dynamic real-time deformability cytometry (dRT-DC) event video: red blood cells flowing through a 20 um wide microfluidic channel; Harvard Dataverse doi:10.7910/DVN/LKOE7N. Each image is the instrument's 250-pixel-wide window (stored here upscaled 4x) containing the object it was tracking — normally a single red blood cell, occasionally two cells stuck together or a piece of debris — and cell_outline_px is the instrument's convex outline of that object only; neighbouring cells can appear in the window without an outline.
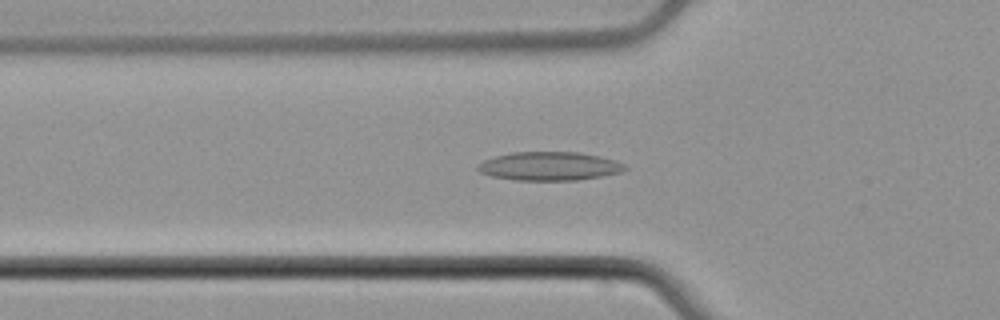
{"species": "common noctule bat (a hibernating species)", "species_latin": "Nyctalus noctula", "temperature_condition": "cold", "stored_images_in_passage": 38, "camera_frame_rate_fps": 3000, "um_per_image_px": 0.085, "animal": {"sex": "male", "body_mass_g": 21.5, "forearm_length_mm": 52.0}, "frame": {"image": 1, "passage_image": 2, "time_ms": 0.333, "image_size_px": [1000, 320], "cell_outline_px": [[628, 168], [620, 172], [600, 176], [576, 180], [516, 180], [492, 176], [480, 172], [476, 168], [484, 160], [496, 156], [512, 152], [580, 152], [600, 156], [616, 160], [624, 164]], "centroid_in_image_um": [46.71, 14.12], "position_along_channel_um": 79.1, "area_um2": 24.39}}
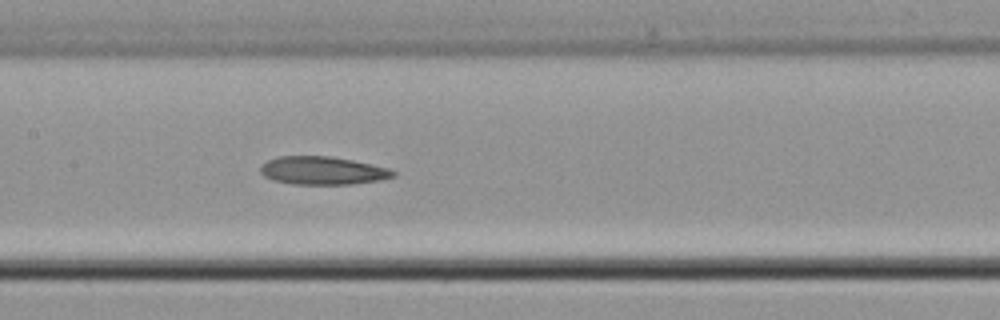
{"frame": {"image": 2, "passage_image": 10, "time_ms": 3.0, "image_size_px": [1000, 320], "cell_outline_px": [[396, 176], [380, 180], [352, 184], [292, 184], [272, 180], [264, 176], [260, 172], [260, 168], [268, 160], [280, 156], [328, 156], [352, 160], [388, 168], [396, 172]], "centroid_in_image_um": [27.42, 14.51], "position_along_channel_um": 180.0, "area_um2": 21.62}}
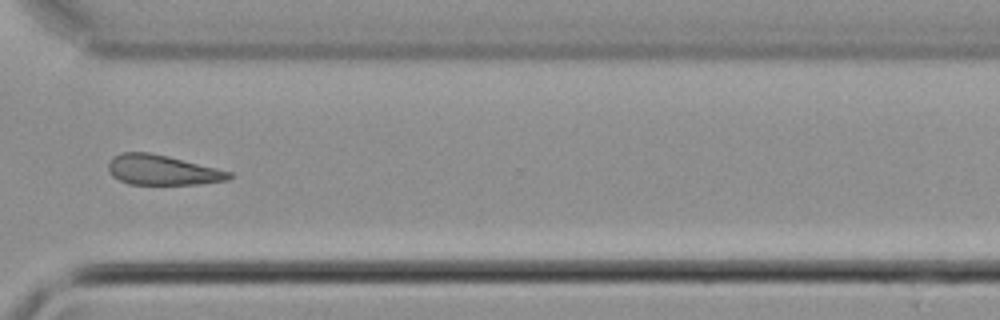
{"frame": {"image": 3, "passage_image": 24, "time_ms": 7.667, "image_size_px": [1000, 320], "cell_outline_px": [[232, 176], [228, 180], [196, 184], [128, 184], [112, 176], [108, 168], [108, 164], [112, 156], [120, 152], [148, 152], [168, 156], [232, 172]], "centroid_in_image_um": [13.76, 14.44], "position_along_channel_um": 356.8, "area_um2": 21.04}}